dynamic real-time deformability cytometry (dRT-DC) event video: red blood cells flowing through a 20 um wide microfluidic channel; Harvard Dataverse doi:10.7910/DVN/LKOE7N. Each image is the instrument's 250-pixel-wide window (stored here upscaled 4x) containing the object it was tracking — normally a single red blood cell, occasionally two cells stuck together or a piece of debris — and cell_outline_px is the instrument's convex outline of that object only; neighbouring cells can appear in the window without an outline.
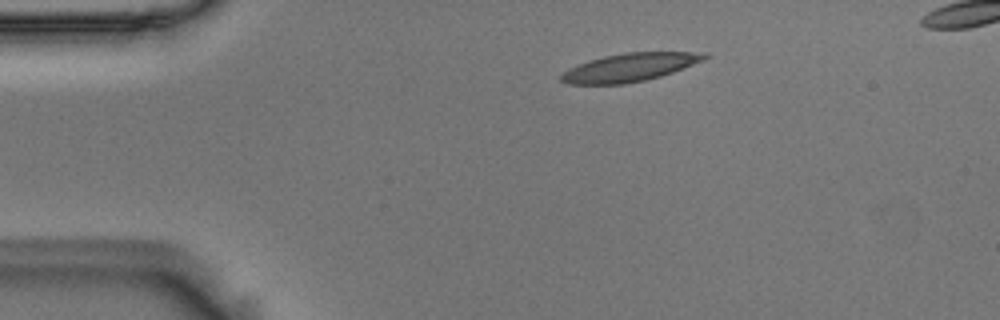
{"species": "Egyptian fruit bat (a non-hibernating species)", "species_latin": "Rousettus aegyptiacus", "temperature_condition": "room temperature", "stored_images_in_passage": 45, "camera_frame_rate_fps": 3000, "um_per_image_px": 0.085, "animal": {"sex": "male"}, "frame": {"image": 1, "passage_image": 1, "time_ms": 0.0, "image_size_px": [1000, 320], "cell_outline_px": [[708, 56], [704, 60], [672, 72], [660, 76], [644, 80], [624, 84], [568, 84], [560, 80], [560, 76], [568, 68], [588, 60], [604, 56], [624, 52], [708, 52]], "centroid_in_image_um": [53.51, 5.72], "position_along_channel_um": 31.5, "area_um2": 23.47}}
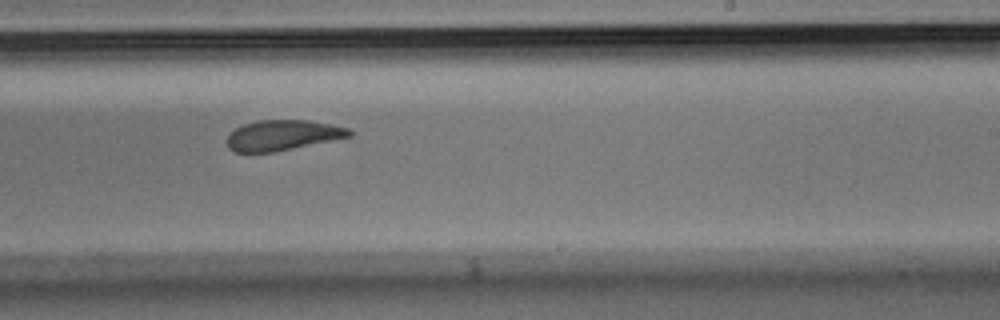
{"frame": {"image": 2, "passage_image": 24, "time_ms": 7.667, "image_size_px": [1000, 320], "cell_outline_px": [[352, 136], [276, 152], [232, 152], [228, 148], [228, 136], [236, 128], [244, 124], [256, 120], [308, 120], [348, 128], [352, 132]], "centroid_in_image_um": [24.01, 11.5], "position_along_channel_um": 265.0, "area_um2": 21.56}}
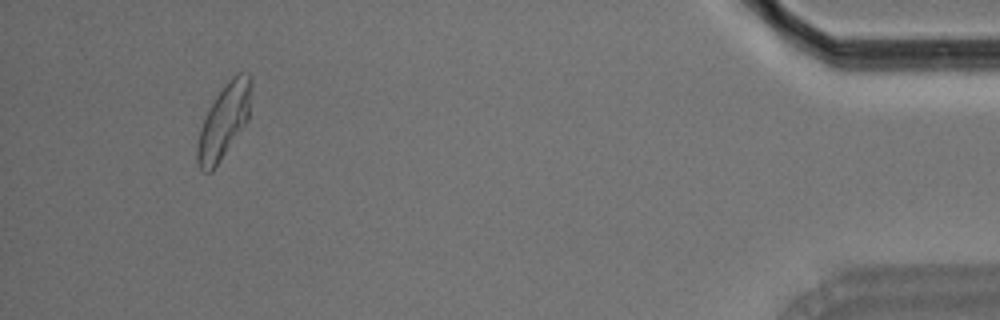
{"frame": {"image": 3, "passage_image": 42, "time_ms": 13.667, "image_size_px": [1000, 320], "cell_outline_px": [[252, 84], [248, 120], [212, 172], [204, 172], [200, 168], [196, 160], [196, 148], [200, 132], [204, 120], [216, 96], [228, 80], [232, 76], [240, 72], [248, 72], [252, 76]], "centroid_in_image_um": [19.06, 10.28], "position_along_channel_um": 416.1, "area_um2": 23.0}, "authors_computed_cell_mechanics": {"area_um2": 23.409, "velocity_mm_per_s": 3.6614, "shape_relaxation_time_tau1_ms": null, "shape_relaxation_time_tau2_ms": 2.8155, "deformation_change_tau1": null, "deformation_change_tau2": 0.101}}